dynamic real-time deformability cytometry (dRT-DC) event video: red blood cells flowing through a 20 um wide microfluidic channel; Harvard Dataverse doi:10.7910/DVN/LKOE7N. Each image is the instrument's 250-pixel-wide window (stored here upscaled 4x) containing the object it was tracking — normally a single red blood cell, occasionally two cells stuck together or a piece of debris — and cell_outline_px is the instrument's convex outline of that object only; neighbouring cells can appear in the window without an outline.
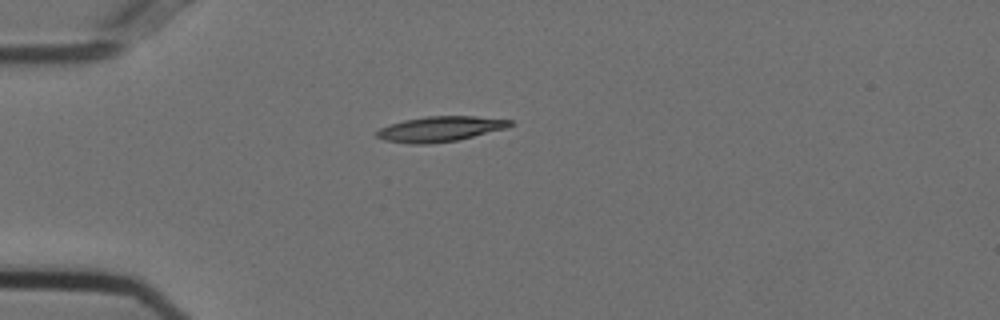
{"species": "Egyptian fruit bat (a non-hibernating species)", "species_latin": "Rousettus aegyptiacus", "temperature_condition": "cold", "stored_images_in_passage": 5, "camera_frame_rate_fps": 3000, "um_per_image_px": 0.085, "animal": {"sex": "female"}, "frame": {"image": 1, "passage_image": 1, "time_ms": 0.0, "image_size_px": [1000, 320], "cell_outline_px": [[516, 124], [504, 128], [456, 140], [428, 144], [408, 144], [384, 140], [376, 136], [376, 132], [380, 128], [404, 120], [424, 116], [476, 116], [512, 120]], "centroid_in_image_um": [37.39, 10.95], "position_along_channel_um": 47.6, "area_um2": 19.42}}